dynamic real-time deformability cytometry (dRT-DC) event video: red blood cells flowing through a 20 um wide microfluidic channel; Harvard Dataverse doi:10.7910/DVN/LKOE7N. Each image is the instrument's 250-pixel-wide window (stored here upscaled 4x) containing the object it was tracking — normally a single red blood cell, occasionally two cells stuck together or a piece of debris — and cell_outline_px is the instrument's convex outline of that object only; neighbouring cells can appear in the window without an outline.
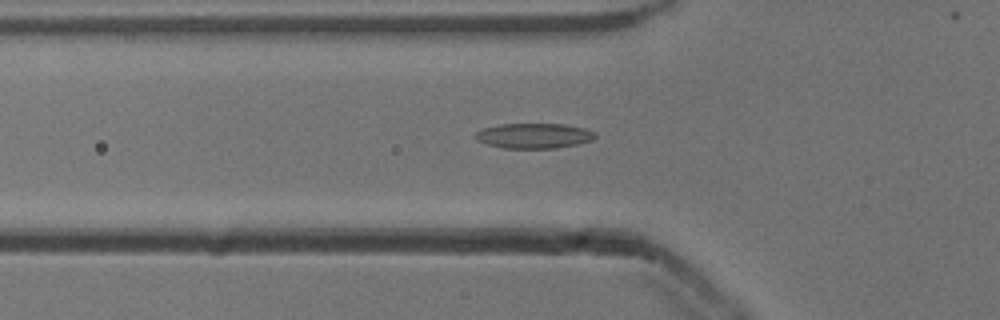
{"species": "common noctule bat (a hibernating species)", "species_latin": "Nyctalus noctula", "temperature_condition": "cold", "stored_images_in_passage": 33, "camera_frame_rate_fps": 3000, "um_per_image_px": 0.085, "animal": {"sex": "male", "body_mass_g": 13.3}, "frame": {"image": 1, "passage_image": 5, "time_ms": 1.333, "image_size_px": [1000, 320], "cell_outline_px": [[596, 136], [592, 140], [580, 144], [556, 148], [504, 148], [488, 144], [476, 140], [472, 136], [476, 132], [484, 128], [500, 124], [564, 124], [584, 128], [596, 132]], "centroid_in_image_um": [45.39, 11.54], "position_along_channel_um": 80.4, "area_um2": 17.63}}
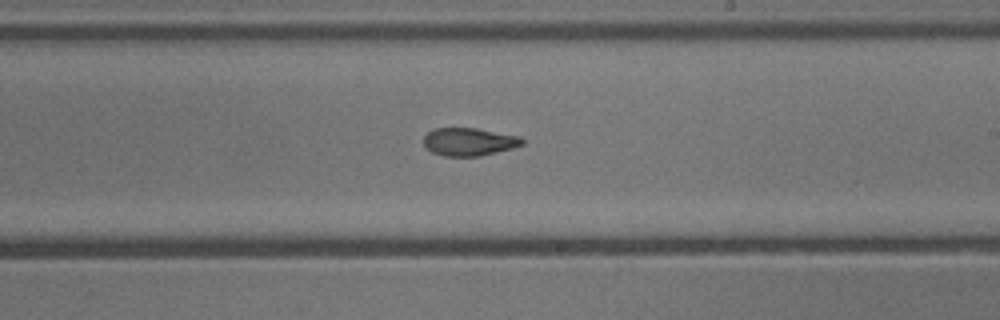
{"frame": {"image": 2, "passage_image": 18, "time_ms": 5.667, "image_size_px": [1000, 320], "cell_outline_px": [[524, 144], [512, 148], [480, 156], [444, 156], [432, 152], [424, 144], [424, 136], [428, 132], [436, 128], [476, 128], [520, 136], [524, 140]], "centroid_in_image_um": [39.89, 12.05], "position_along_channel_um": 249.1, "area_um2": 15.95}}
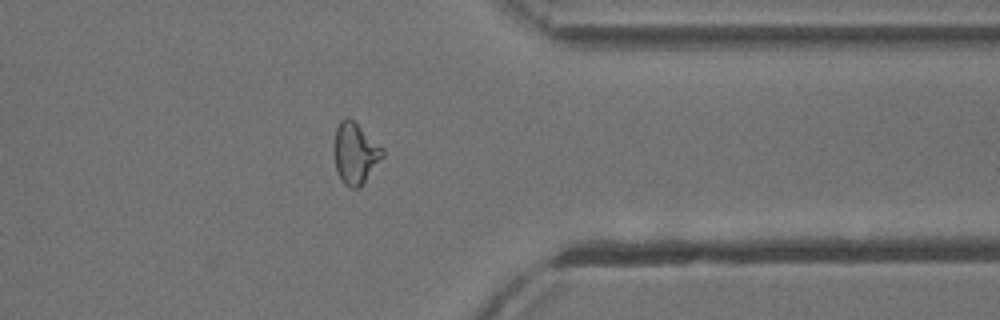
{"frame": {"image": 3, "passage_image": 29, "time_ms": 9.333, "image_size_px": [1000, 320], "cell_outline_px": [[384, 156], [364, 180], [356, 188], [352, 188], [344, 184], [340, 180], [336, 168], [332, 152], [332, 148], [336, 128], [340, 120], [344, 116], [348, 116], [384, 148]], "centroid_in_image_um": [30.15, 12.98], "position_along_channel_um": 381.3, "area_um2": 17.34}, "authors_computed_cell_mechanics": {"area_um2": 16.7042, "velocity_mm_per_s": 3.8639, "shape_relaxation_time_tau1_ms": 4.3934, "shape_relaxation_time_tau2_ms": 2.5806, "deformation_change_tau1": 0.142, "deformation_change_tau2": 0.0942}}